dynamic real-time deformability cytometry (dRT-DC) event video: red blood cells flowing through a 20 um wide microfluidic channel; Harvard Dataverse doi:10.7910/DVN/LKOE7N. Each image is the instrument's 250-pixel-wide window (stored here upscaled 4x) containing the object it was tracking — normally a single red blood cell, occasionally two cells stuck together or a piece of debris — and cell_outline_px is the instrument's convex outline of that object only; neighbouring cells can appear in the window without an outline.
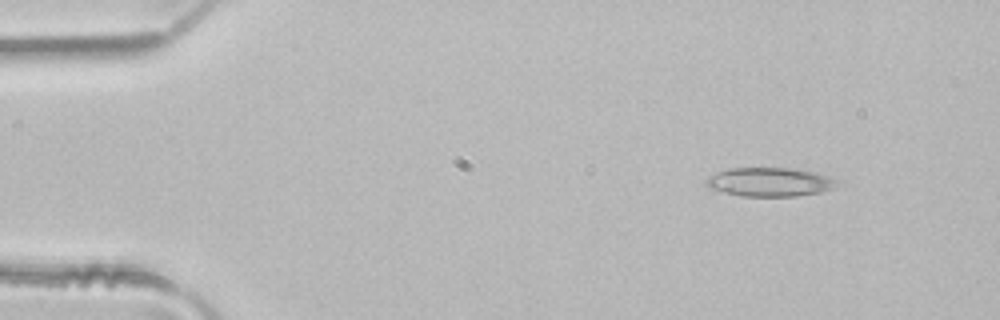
{"species": "common noctule bat (a hibernating species)", "species_latin": "Nyctalus noctula", "temperature_condition": "room temperature", "stored_images_in_passage": 44, "camera_frame_rate_fps": 3000, "um_per_image_px": 0.085, "animal": {"sex": "male", "body_mass_g": 21.5, "forearm_length_mm": 52.0}, "frame": {"image": 1, "passage_image": 1, "time_ms": 0.0, "image_size_px": [1000, 320], "cell_outline_px": [[844, 184], [836, 188], [820, 192], [796, 196], [740, 196], [708, 188], [704, 184], [704, 180], [708, 176], [716, 172], [728, 168], [792, 168], [816, 172], [844, 180]], "centroid_in_image_um": [65.51, 15.46], "position_along_channel_um": 19.5, "area_um2": 22.72}}
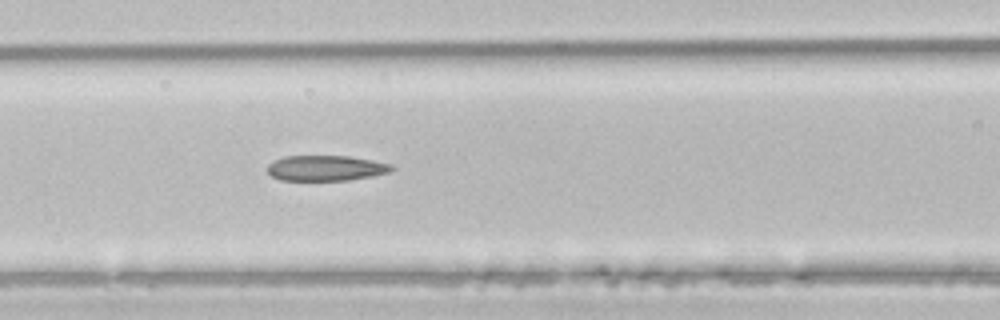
{"frame": {"image": 2, "passage_image": 16, "time_ms": 5.0, "image_size_px": [1000, 320], "cell_outline_px": [[396, 168], [388, 172], [372, 176], [348, 180], [280, 180], [272, 176], [268, 172], [268, 164], [272, 160], [284, 156], [348, 156], [372, 160], [392, 164]], "centroid_in_image_um": [27.69, 14.28], "position_along_channel_um": 138.9, "area_um2": 18.44}}
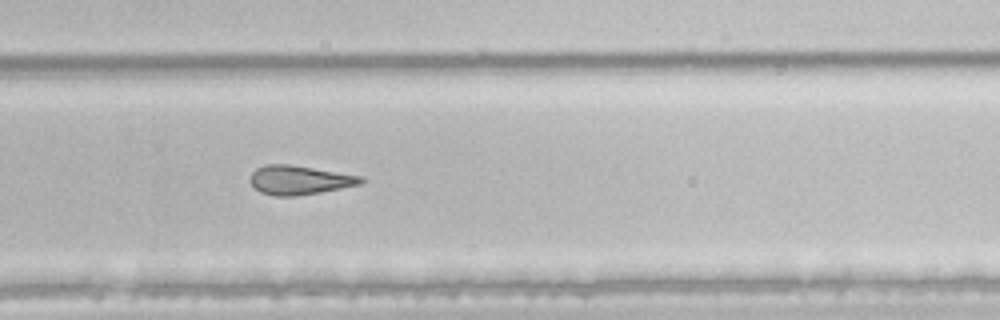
{"frame": {"image": 3, "passage_image": 28, "time_ms": 9.0, "image_size_px": [1000, 320], "cell_outline_px": [[368, 180], [360, 184], [320, 192], [296, 196], [276, 196], [260, 192], [248, 180], [252, 172], [256, 168], [264, 164], [288, 164], [364, 176]], "centroid_in_image_um": [25.46, 15.29], "position_along_channel_um": 304.3, "area_um2": 18.84}, "authors_computed_cell_mechanics": {"area_um2": 20.3745, "velocity_mm_per_s": 4.1434, "shape_relaxation_time_tau1_ms": null, "shape_relaxation_time_tau2_ms": 8.4958, "deformation_change_tau1": null, "deformation_change_tau2": 0.2135}}